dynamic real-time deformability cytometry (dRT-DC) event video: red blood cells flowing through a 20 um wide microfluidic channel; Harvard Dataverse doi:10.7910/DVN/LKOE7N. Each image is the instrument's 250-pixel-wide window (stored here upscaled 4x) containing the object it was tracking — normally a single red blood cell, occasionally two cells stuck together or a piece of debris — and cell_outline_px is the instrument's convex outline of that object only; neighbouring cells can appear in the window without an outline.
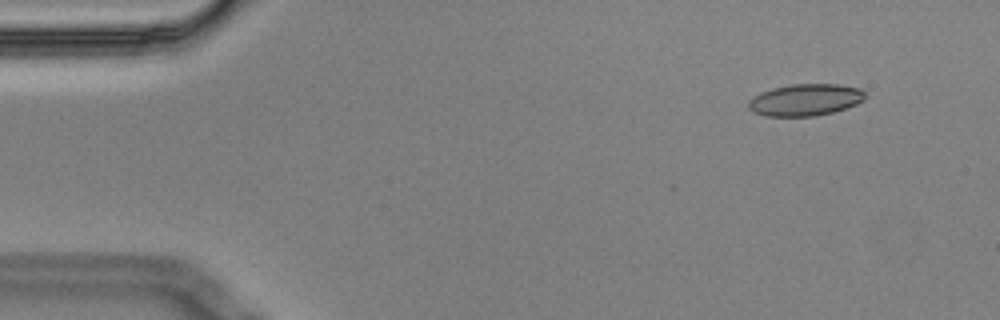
{"species": "Egyptian fruit bat (a non-hibernating species)", "species_latin": "Rousettus aegyptiacus", "temperature_condition": "cold", "stored_images_in_passage": 6, "segment_of_instrument_passage": [1, 2], "camera_frame_rate_fps": 3000, "um_per_image_px": 0.085, "animal": {"sex": "male"}, "frame": {"image": 1, "passage_image": 2, "time_ms": 0.333, "image_size_px": [1000, 320], "cell_outline_px": [[864, 100], [856, 104], [832, 112], [816, 116], [764, 116], [752, 112], [748, 108], [748, 100], [760, 92], [772, 88], [792, 84], [836, 84], [860, 88], [864, 92]], "centroid_in_image_um": [68.4, 8.49], "position_along_channel_um": 16.6, "area_um2": 21.68}}